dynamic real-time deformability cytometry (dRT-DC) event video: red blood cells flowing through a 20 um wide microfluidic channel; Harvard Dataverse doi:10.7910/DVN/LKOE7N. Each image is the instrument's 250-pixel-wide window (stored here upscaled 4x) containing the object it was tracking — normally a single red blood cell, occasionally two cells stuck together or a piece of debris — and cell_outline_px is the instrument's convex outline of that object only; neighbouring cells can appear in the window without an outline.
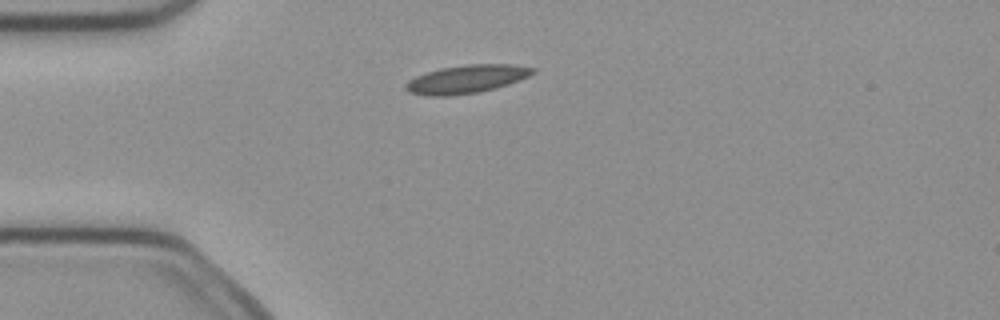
{"species": "common noctule bat (a hibernating species)", "species_latin": "Nyctalus noctula", "temperature_condition": "cold", "stored_images_in_passage": 2, "camera_frame_rate_fps": 3000, "um_per_image_px": 0.085, "animal": {"sex": "female", "body_mass_g": 21.9}, "frame": {"image": 1, "passage_image": 1, "time_ms": 0.0, "image_size_px": [1000, 320], "cell_outline_px": [[536, 72], [528, 76], [508, 84], [496, 88], [476, 92], [452, 96], [428, 96], [408, 92], [404, 88], [404, 84], [408, 80], [416, 76], [440, 68], [468, 64], [512, 64], [536, 68]], "centroid_in_image_um": [39.64, 6.72], "position_along_channel_um": 45.4, "area_um2": 20.92}}